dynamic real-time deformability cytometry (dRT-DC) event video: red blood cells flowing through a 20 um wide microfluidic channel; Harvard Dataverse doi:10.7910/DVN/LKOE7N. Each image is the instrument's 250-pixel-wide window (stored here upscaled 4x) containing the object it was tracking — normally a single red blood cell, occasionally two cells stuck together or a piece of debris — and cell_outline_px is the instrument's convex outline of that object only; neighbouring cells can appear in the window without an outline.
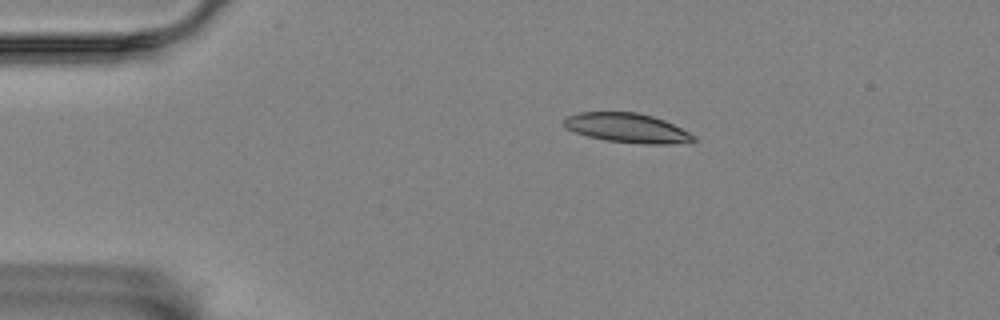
{"species": "Egyptian fruit bat (a non-hibernating species)", "species_latin": "Rousettus aegyptiacus", "temperature_condition": "room temperature", "stored_images_in_passage": 5, "camera_frame_rate_fps": 3000, "um_per_image_px": 0.085, "animal": {"sex": "female"}, "frame": {"image": 1, "passage_image": 1, "time_ms": 0.0, "image_size_px": [1000, 320], "cell_outline_px": [[696, 140], [672, 144], [644, 144], [608, 140], [588, 136], [564, 128], [564, 120], [568, 116], [580, 112], [636, 112], [652, 116], [664, 120], [696, 136]], "centroid_in_image_um": [53.3, 10.87], "position_along_channel_um": 31.7, "area_um2": 21.91}}
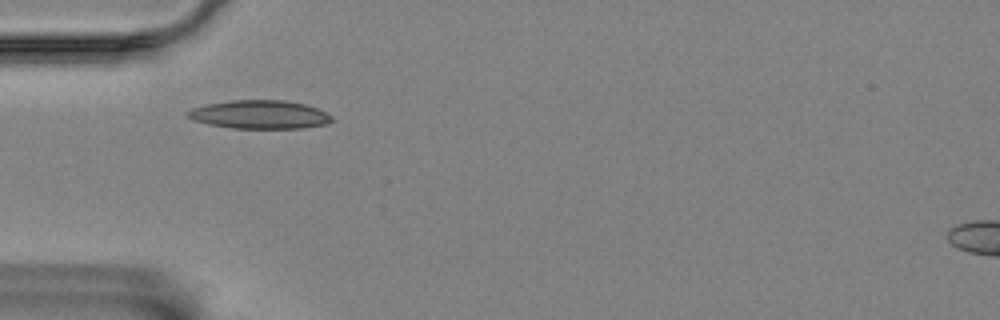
{"frame": {"image": 2, "passage_image": 3, "time_ms": 0.667, "image_size_px": [1000, 320], "cell_outline_px": [[332, 120], [328, 124], [304, 128], [232, 128], [208, 124], [192, 120], [184, 116], [184, 112], [192, 108], [208, 104], [232, 100], [284, 100], [304, 104], [316, 108], [332, 116]], "centroid_in_image_um": [22.02, 9.74], "position_along_channel_um": 63.0, "area_um2": 23.99}}
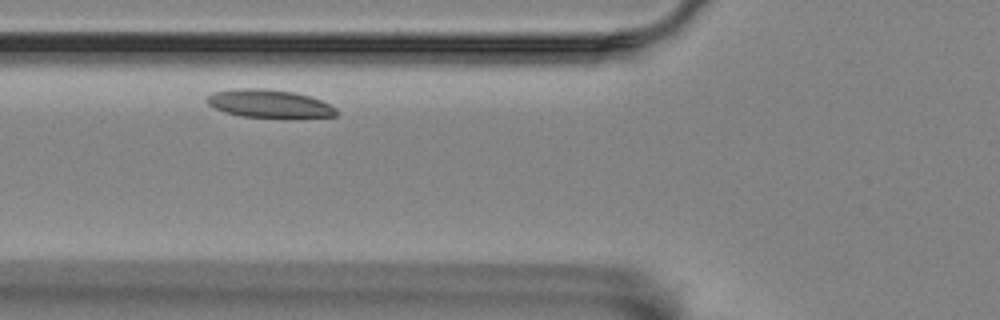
{"frame": {"image": 3, "passage_image": 4, "time_ms": 1.0, "image_size_px": [1000, 320], "cell_outline_px": [[336, 116], [240, 116], [224, 112], [208, 104], [204, 100], [204, 96], [212, 92], [236, 88], [268, 88], [296, 92], [312, 96], [336, 108]], "centroid_in_image_um": [22.78, 8.76], "position_along_channel_um": 103.0, "area_um2": 20.92}}